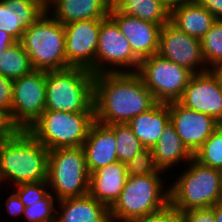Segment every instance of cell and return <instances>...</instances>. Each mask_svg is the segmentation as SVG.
I'll return each instance as SVG.
<instances>
[{"label":"cell","mask_w":222,"mask_h":222,"mask_svg":"<svg viewBox=\"0 0 222 222\" xmlns=\"http://www.w3.org/2000/svg\"><path fill=\"white\" fill-rule=\"evenodd\" d=\"M219 171H220V183H221V191H222V169H220Z\"/></svg>","instance_id":"obj_44"},{"label":"cell","mask_w":222,"mask_h":222,"mask_svg":"<svg viewBox=\"0 0 222 222\" xmlns=\"http://www.w3.org/2000/svg\"><path fill=\"white\" fill-rule=\"evenodd\" d=\"M179 102L222 122V88L209 70L192 75Z\"/></svg>","instance_id":"obj_15"},{"label":"cell","mask_w":222,"mask_h":222,"mask_svg":"<svg viewBox=\"0 0 222 222\" xmlns=\"http://www.w3.org/2000/svg\"><path fill=\"white\" fill-rule=\"evenodd\" d=\"M217 19L197 0L170 12V23L189 36L201 39Z\"/></svg>","instance_id":"obj_23"},{"label":"cell","mask_w":222,"mask_h":222,"mask_svg":"<svg viewBox=\"0 0 222 222\" xmlns=\"http://www.w3.org/2000/svg\"><path fill=\"white\" fill-rule=\"evenodd\" d=\"M94 121V112H43L28 131L48 150L80 147Z\"/></svg>","instance_id":"obj_8"},{"label":"cell","mask_w":222,"mask_h":222,"mask_svg":"<svg viewBox=\"0 0 222 222\" xmlns=\"http://www.w3.org/2000/svg\"><path fill=\"white\" fill-rule=\"evenodd\" d=\"M140 63L116 22L110 16L102 19L95 55V75L107 72H137Z\"/></svg>","instance_id":"obj_11"},{"label":"cell","mask_w":222,"mask_h":222,"mask_svg":"<svg viewBox=\"0 0 222 222\" xmlns=\"http://www.w3.org/2000/svg\"><path fill=\"white\" fill-rule=\"evenodd\" d=\"M214 217L216 222H222V201L214 205Z\"/></svg>","instance_id":"obj_43"},{"label":"cell","mask_w":222,"mask_h":222,"mask_svg":"<svg viewBox=\"0 0 222 222\" xmlns=\"http://www.w3.org/2000/svg\"><path fill=\"white\" fill-rule=\"evenodd\" d=\"M13 101V80L0 74V112L11 124V107Z\"/></svg>","instance_id":"obj_34"},{"label":"cell","mask_w":222,"mask_h":222,"mask_svg":"<svg viewBox=\"0 0 222 222\" xmlns=\"http://www.w3.org/2000/svg\"><path fill=\"white\" fill-rule=\"evenodd\" d=\"M162 4L171 12L173 9L177 7H181L185 4L192 3L196 0H161Z\"/></svg>","instance_id":"obj_40"},{"label":"cell","mask_w":222,"mask_h":222,"mask_svg":"<svg viewBox=\"0 0 222 222\" xmlns=\"http://www.w3.org/2000/svg\"><path fill=\"white\" fill-rule=\"evenodd\" d=\"M163 172L128 176L122 193L109 208L111 222H129L168 205L169 186L165 189Z\"/></svg>","instance_id":"obj_4"},{"label":"cell","mask_w":222,"mask_h":222,"mask_svg":"<svg viewBox=\"0 0 222 222\" xmlns=\"http://www.w3.org/2000/svg\"><path fill=\"white\" fill-rule=\"evenodd\" d=\"M120 10L161 27L170 22V12L161 0H130Z\"/></svg>","instance_id":"obj_26"},{"label":"cell","mask_w":222,"mask_h":222,"mask_svg":"<svg viewBox=\"0 0 222 222\" xmlns=\"http://www.w3.org/2000/svg\"><path fill=\"white\" fill-rule=\"evenodd\" d=\"M101 22L102 19H86L64 25L65 53L69 67H82L95 75Z\"/></svg>","instance_id":"obj_12"},{"label":"cell","mask_w":222,"mask_h":222,"mask_svg":"<svg viewBox=\"0 0 222 222\" xmlns=\"http://www.w3.org/2000/svg\"><path fill=\"white\" fill-rule=\"evenodd\" d=\"M208 9L216 19H222V0H197Z\"/></svg>","instance_id":"obj_37"},{"label":"cell","mask_w":222,"mask_h":222,"mask_svg":"<svg viewBox=\"0 0 222 222\" xmlns=\"http://www.w3.org/2000/svg\"><path fill=\"white\" fill-rule=\"evenodd\" d=\"M199 164L222 169V126L220 125L193 155Z\"/></svg>","instance_id":"obj_28"},{"label":"cell","mask_w":222,"mask_h":222,"mask_svg":"<svg viewBox=\"0 0 222 222\" xmlns=\"http://www.w3.org/2000/svg\"><path fill=\"white\" fill-rule=\"evenodd\" d=\"M169 122L168 104L157 102L148 111L132 118L128 125L144 148H153Z\"/></svg>","instance_id":"obj_22"},{"label":"cell","mask_w":222,"mask_h":222,"mask_svg":"<svg viewBox=\"0 0 222 222\" xmlns=\"http://www.w3.org/2000/svg\"><path fill=\"white\" fill-rule=\"evenodd\" d=\"M125 164L114 162L90 173L89 194L109 208L122 193L127 180Z\"/></svg>","instance_id":"obj_20"},{"label":"cell","mask_w":222,"mask_h":222,"mask_svg":"<svg viewBox=\"0 0 222 222\" xmlns=\"http://www.w3.org/2000/svg\"><path fill=\"white\" fill-rule=\"evenodd\" d=\"M14 130L9 119L0 112V142L4 141Z\"/></svg>","instance_id":"obj_38"},{"label":"cell","mask_w":222,"mask_h":222,"mask_svg":"<svg viewBox=\"0 0 222 222\" xmlns=\"http://www.w3.org/2000/svg\"><path fill=\"white\" fill-rule=\"evenodd\" d=\"M129 1L130 0H108L109 10H120Z\"/></svg>","instance_id":"obj_42"},{"label":"cell","mask_w":222,"mask_h":222,"mask_svg":"<svg viewBox=\"0 0 222 222\" xmlns=\"http://www.w3.org/2000/svg\"><path fill=\"white\" fill-rule=\"evenodd\" d=\"M107 126L114 132L119 162L126 163L144 149L128 124H110Z\"/></svg>","instance_id":"obj_27"},{"label":"cell","mask_w":222,"mask_h":222,"mask_svg":"<svg viewBox=\"0 0 222 222\" xmlns=\"http://www.w3.org/2000/svg\"><path fill=\"white\" fill-rule=\"evenodd\" d=\"M30 59L22 44L17 41L0 55V74L11 80L33 71Z\"/></svg>","instance_id":"obj_25"},{"label":"cell","mask_w":222,"mask_h":222,"mask_svg":"<svg viewBox=\"0 0 222 222\" xmlns=\"http://www.w3.org/2000/svg\"><path fill=\"white\" fill-rule=\"evenodd\" d=\"M48 156L49 150L28 130H14L0 142V186L47 181Z\"/></svg>","instance_id":"obj_2"},{"label":"cell","mask_w":222,"mask_h":222,"mask_svg":"<svg viewBox=\"0 0 222 222\" xmlns=\"http://www.w3.org/2000/svg\"><path fill=\"white\" fill-rule=\"evenodd\" d=\"M212 75L217 79L218 84L222 88V63L216 64L208 69Z\"/></svg>","instance_id":"obj_41"},{"label":"cell","mask_w":222,"mask_h":222,"mask_svg":"<svg viewBox=\"0 0 222 222\" xmlns=\"http://www.w3.org/2000/svg\"><path fill=\"white\" fill-rule=\"evenodd\" d=\"M137 73L159 103L179 101L193 73L159 54L143 59Z\"/></svg>","instance_id":"obj_9"},{"label":"cell","mask_w":222,"mask_h":222,"mask_svg":"<svg viewBox=\"0 0 222 222\" xmlns=\"http://www.w3.org/2000/svg\"><path fill=\"white\" fill-rule=\"evenodd\" d=\"M94 77L82 67L46 72L44 112H94Z\"/></svg>","instance_id":"obj_3"},{"label":"cell","mask_w":222,"mask_h":222,"mask_svg":"<svg viewBox=\"0 0 222 222\" xmlns=\"http://www.w3.org/2000/svg\"><path fill=\"white\" fill-rule=\"evenodd\" d=\"M200 40L206 67L222 63V19H217Z\"/></svg>","instance_id":"obj_29"},{"label":"cell","mask_w":222,"mask_h":222,"mask_svg":"<svg viewBox=\"0 0 222 222\" xmlns=\"http://www.w3.org/2000/svg\"><path fill=\"white\" fill-rule=\"evenodd\" d=\"M180 216L181 222H216L214 206L184 211Z\"/></svg>","instance_id":"obj_35"},{"label":"cell","mask_w":222,"mask_h":222,"mask_svg":"<svg viewBox=\"0 0 222 222\" xmlns=\"http://www.w3.org/2000/svg\"><path fill=\"white\" fill-rule=\"evenodd\" d=\"M51 192L39 202L27 203L23 215L29 222H56L57 209Z\"/></svg>","instance_id":"obj_30"},{"label":"cell","mask_w":222,"mask_h":222,"mask_svg":"<svg viewBox=\"0 0 222 222\" xmlns=\"http://www.w3.org/2000/svg\"><path fill=\"white\" fill-rule=\"evenodd\" d=\"M170 122L187 149L194 155L220 126L213 117L183 106L179 101L167 103Z\"/></svg>","instance_id":"obj_14"},{"label":"cell","mask_w":222,"mask_h":222,"mask_svg":"<svg viewBox=\"0 0 222 222\" xmlns=\"http://www.w3.org/2000/svg\"><path fill=\"white\" fill-rule=\"evenodd\" d=\"M19 42L34 70L48 72L70 68L65 53L64 25L47 12L25 29Z\"/></svg>","instance_id":"obj_6"},{"label":"cell","mask_w":222,"mask_h":222,"mask_svg":"<svg viewBox=\"0 0 222 222\" xmlns=\"http://www.w3.org/2000/svg\"><path fill=\"white\" fill-rule=\"evenodd\" d=\"M46 12L66 25L86 19H104L109 16L110 10L108 0H48Z\"/></svg>","instance_id":"obj_19"},{"label":"cell","mask_w":222,"mask_h":222,"mask_svg":"<svg viewBox=\"0 0 222 222\" xmlns=\"http://www.w3.org/2000/svg\"><path fill=\"white\" fill-rule=\"evenodd\" d=\"M46 72L33 70L13 80L11 125L15 130H28L45 111Z\"/></svg>","instance_id":"obj_10"},{"label":"cell","mask_w":222,"mask_h":222,"mask_svg":"<svg viewBox=\"0 0 222 222\" xmlns=\"http://www.w3.org/2000/svg\"><path fill=\"white\" fill-rule=\"evenodd\" d=\"M109 16L116 22L140 61L158 53L160 25L127 15L121 10L110 11Z\"/></svg>","instance_id":"obj_16"},{"label":"cell","mask_w":222,"mask_h":222,"mask_svg":"<svg viewBox=\"0 0 222 222\" xmlns=\"http://www.w3.org/2000/svg\"><path fill=\"white\" fill-rule=\"evenodd\" d=\"M124 164L127 176L150 175L160 170L155 164L152 148H144Z\"/></svg>","instance_id":"obj_31"},{"label":"cell","mask_w":222,"mask_h":222,"mask_svg":"<svg viewBox=\"0 0 222 222\" xmlns=\"http://www.w3.org/2000/svg\"><path fill=\"white\" fill-rule=\"evenodd\" d=\"M169 186V203L181 214L192 209L212 207L222 201L220 171L192 159Z\"/></svg>","instance_id":"obj_5"},{"label":"cell","mask_w":222,"mask_h":222,"mask_svg":"<svg viewBox=\"0 0 222 222\" xmlns=\"http://www.w3.org/2000/svg\"><path fill=\"white\" fill-rule=\"evenodd\" d=\"M56 222H111L110 209L90 194L58 200Z\"/></svg>","instance_id":"obj_21"},{"label":"cell","mask_w":222,"mask_h":222,"mask_svg":"<svg viewBox=\"0 0 222 222\" xmlns=\"http://www.w3.org/2000/svg\"><path fill=\"white\" fill-rule=\"evenodd\" d=\"M45 12L44 0H0V30L20 41L25 29Z\"/></svg>","instance_id":"obj_17"},{"label":"cell","mask_w":222,"mask_h":222,"mask_svg":"<svg viewBox=\"0 0 222 222\" xmlns=\"http://www.w3.org/2000/svg\"><path fill=\"white\" fill-rule=\"evenodd\" d=\"M152 151L156 166L164 173L165 170L178 166L181 161V163L184 161L188 163L193 159V154L177 135L171 122L165 126Z\"/></svg>","instance_id":"obj_24"},{"label":"cell","mask_w":222,"mask_h":222,"mask_svg":"<svg viewBox=\"0 0 222 222\" xmlns=\"http://www.w3.org/2000/svg\"><path fill=\"white\" fill-rule=\"evenodd\" d=\"M129 222H181L180 213L169 203L164 208Z\"/></svg>","instance_id":"obj_33"},{"label":"cell","mask_w":222,"mask_h":222,"mask_svg":"<svg viewBox=\"0 0 222 222\" xmlns=\"http://www.w3.org/2000/svg\"><path fill=\"white\" fill-rule=\"evenodd\" d=\"M157 54L186 67L193 74L208 71L202 55L201 40L178 30L170 22L161 27Z\"/></svg>","instance_id":"obj_13"},{"label":"cell","mask_w":222,"mask_h":222,"mask_svg":"<svg viewBox=\"0 0 222 222\" xmlns=\"http://www.w3.org/2000/svg\"><path fill=\"white\" fill-rule=\"evenodd\" d=\"M6 200V210L10 215L14 217L20 216L21 214L23 215L25 206L15 192L10 194Z\"/></svg>","instance_id":"obj_36"},{"label":"cell","mask_w":222,"mask_h":222,"mask_svg":"<svg viewBox=\"0 0 222 222\" xmlns=\"http://www.w3.org/2000/svg\"><path fill=\"white\" fill-rule=\"evenodd\" d=\"M89 179L82 146L49 150L47 183L57 201L89 194Z\"/></svg>","instance_id":"obj_7"},{"label":"cell","mask_w":222,"mask_h":222,"mask_svg":"<svg viewBox=\"0 0 222 222\" xmlns=\"http://www.w3.org/2000/svg\"><path fill=\"white\" fill-rule=\"evenodd\" d=\"M16 188L15 193L25 207H27V203L39 202L50 193L47 181L22 183L16 185Z\"/></svg>","instance_id":"obj_32"},{"label":"cell","mask_w":222,"mask_h":222,"mask_svg":"<svg viewBox=\"0 0 222 222\" xmlns=\"http://www.w3.org/2000/svg\"><path fill=\"white\" fill-rule=\"evenodd\" d=\"M156 103L137 72H107L94 77V115L101 124H128Z\"/></svg>","instance_id":"obj_1"},{"label":"cell","mask_w":222,"mask_h":222,"mask_svg":"<svg viewBox=\"0 0 222 222\" xmlns=\"http://www.w3.org/2000/svg\"><path fill=\"white\" fill-rule=\"evenodd\" d=\"M17 40L9 33L0 30V55Z\"/></svg>","instance_id":"obj_39"},{"label":"cell","mask_w":222,"mask_h":222,"mask_svg":"<svg viewBox=\"0 0 222 222\" xmlns=\"http://www.w3.org/2000/svg\"><path fill=\"white\" fill-rule=\"evenodd\" d=\"M116 147L114 132L107 125L94 121L82 144L89 174L108 164L118 162Z\"/></svg>","instance_id":"obj_18"}]
</instances>
